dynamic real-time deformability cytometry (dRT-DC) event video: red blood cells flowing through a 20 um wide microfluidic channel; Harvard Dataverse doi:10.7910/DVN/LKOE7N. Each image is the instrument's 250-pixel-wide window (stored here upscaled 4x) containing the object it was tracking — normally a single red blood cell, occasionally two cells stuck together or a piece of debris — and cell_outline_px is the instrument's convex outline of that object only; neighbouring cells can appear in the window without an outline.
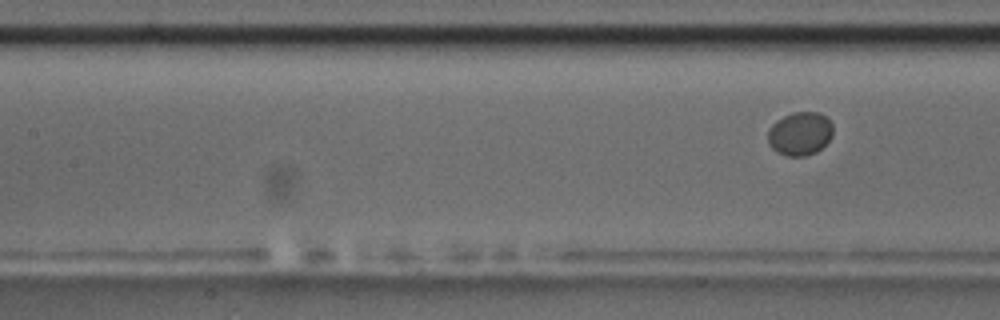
{"species": "common noctule bat (a hibernating species)", "species_latin": "Nyctalus noctula", "temperature_condition": "room temperature", "stored_images_in_passage": 6, "segment_of_instrument_passage": [2, 2], "camera_frame_rate_fps": 3000, "um_per_image_px": 0.085, "animal": {"sex": "male", "body_mass_g": 17.5, "forearm_length_mm": 52.3}, "frame": {"image": 1, "passage_image": 6, "time_ms": 6.667, "image_size_px": [1000, 320], "cell_outline_px": [[832, 136], [816, 152], [804, 156], [784, 156], [776, 152], [768, 144], [768, 128], [776, 120], [792, 112], [820, 112], [832, 124]], "centroid_in_image_um": [67.96, 11.36], "position_along_channel_um": 139.4, "area_um2": 16.53}}